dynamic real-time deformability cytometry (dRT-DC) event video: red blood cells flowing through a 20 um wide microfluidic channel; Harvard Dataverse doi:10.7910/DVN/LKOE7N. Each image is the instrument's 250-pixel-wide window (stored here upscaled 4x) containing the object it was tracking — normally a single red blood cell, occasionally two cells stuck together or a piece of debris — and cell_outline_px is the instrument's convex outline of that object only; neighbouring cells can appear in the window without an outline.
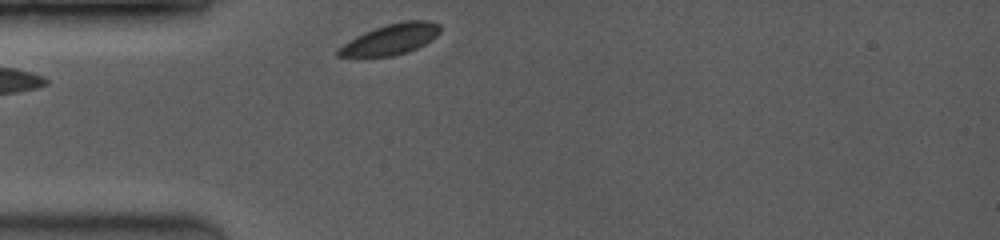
{"species": "common noctule bat (a hibernating species)", "species_latin": "Nyctalus noctula", "temperature_condition": "room temperature", "stored_images_in_passage": 18, "camera_frame_rate_fps": 3500, "um_per_image_px": 0.085, "animal": {"sex": "female", "body_mass_g": 19.0, "forearm_length_mm": 53.3}, "frame": {"image": 1, "passage_image": 1, "time_ms": 0.0, "image_size_px": [1000, 240], "cell_outline_px": [[440, 32], [436, 36], [424, 44], [408, 52], [392, 56], [336, 56], [336, 48], [356, 36], [364, 32], [388, 24], [404, 20], [428, 20], [440, 24]], "centroid_in_image_um": [33.2, 3.33], "position_along_channel_um": 51.8, "area_um2": 18.09}}
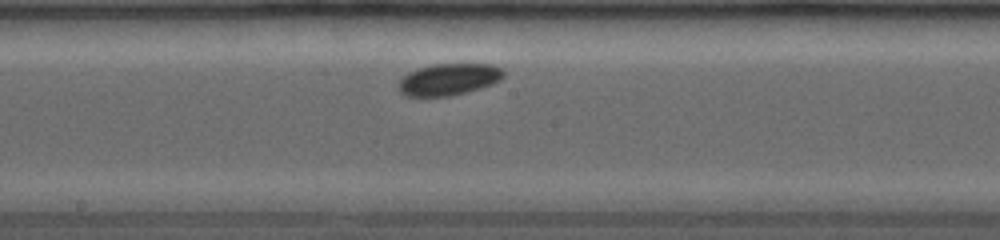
{"frame": {"image": 2, "passage_image": 9, "time_ms": 4.286, "image_size_px": [1000, 240], "cell_outline_px": [[504, 76], [500, 80], [492, 84], [480, 88], [448, 96], [404, 96], [396, 88], [396, 84], [408, 72], [416, 68], [432, 64], [492, 64], [504, 68]], "centroid_in_image_um": [38.11, 6.74], "position_along_channel_um": 210.1, "area_um2": 19.65}}
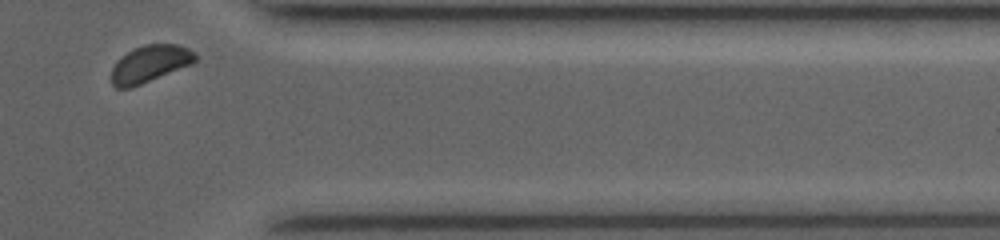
{"frame": {"image": 3, "passage_image": 18, "time_ms": 9.143, "image_size_px": [1000, 240], "cell_outline_px": [[196, 60], [192, 64], [132, 88], [116, 88], [112, 84], [112, 68], [116, 60], [128, 52], [144, 44], [180, 44], [188, 48], [196, 56]], "centroid_in_image_um": [12.73, 5.43], "position_along_channel_um": 398.7, "area_um2": 18.03}}